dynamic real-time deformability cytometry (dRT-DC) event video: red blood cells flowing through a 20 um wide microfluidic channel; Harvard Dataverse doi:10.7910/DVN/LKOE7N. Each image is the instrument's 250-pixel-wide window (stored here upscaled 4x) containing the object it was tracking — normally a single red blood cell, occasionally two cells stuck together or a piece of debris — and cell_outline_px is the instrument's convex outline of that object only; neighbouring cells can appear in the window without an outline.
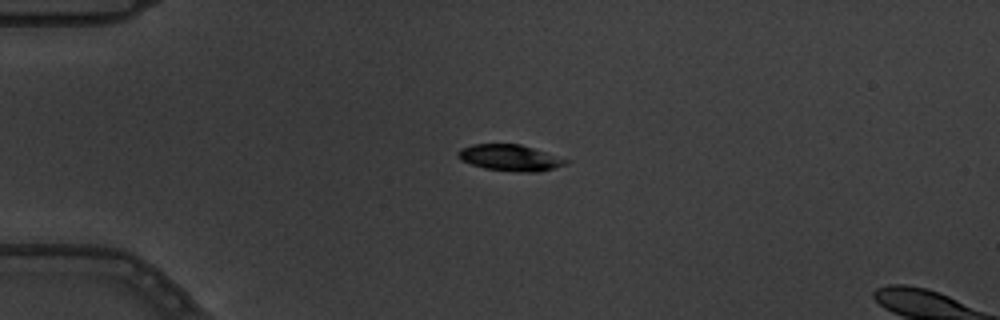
{"species": "common noctule bat (a hibernating species)", "species_latin": "Nyctalus noctula", "temperature_condition": "warm", "stored_images_in_passage": 5, "segment_of_instrument_passage": [1, 2], "camera_frame_rate_fps": 3000, "um_per_image_px": 0.085, "animal": {"sex": "male", "body_mass_g": 19.5, "forearm_length_mm": 54.6}, "frame": {"image": 1, "passage_image": 3, "time_ms": 0.667, "image_size_px": [1000, 320], "cell_outline_px": [[572, 160], [568, 164], [540, 172], [520, 172], [484, 168], [460, 160], [456, 156], [456, 152], [460, 148], [472, 144], [520, 144]], "centroid_in_image_um": [43.37, 13.41], "position_along_channel_um": 41.6, "area_um2": 16.7}}